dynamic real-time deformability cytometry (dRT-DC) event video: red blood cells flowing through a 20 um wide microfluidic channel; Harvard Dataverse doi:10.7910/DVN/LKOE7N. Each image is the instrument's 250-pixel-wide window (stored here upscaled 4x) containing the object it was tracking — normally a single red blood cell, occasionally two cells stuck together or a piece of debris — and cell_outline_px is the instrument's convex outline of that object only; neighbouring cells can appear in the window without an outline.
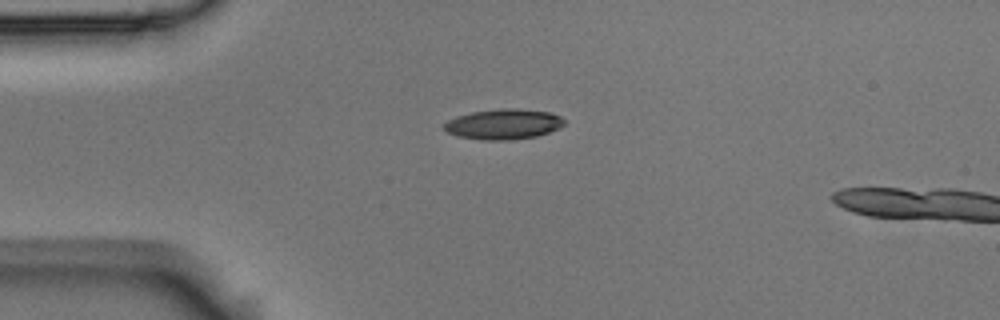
{"species": "Egyptian fruit bat (a non-hibernating species)", "species_latin": "Rousettus aegyptiacus", "temperature_condition": "room temperature", "stored_images_in_passage": 2, "camera_frame_rate_fps": 3000, "um_per_image_px": 0.085, "animal": {"sex": "male"}, "frame": {"image": 1, "passage_image": 1, "time_ms": 0.0, "image_size_px": [1000, 320], "cell_outline_px": [[564, 124], [548, 132], [536, 136], [508, 140], [484, 140], [460, 136], [448, 132], [444, 128], [444, 124], [448, 120], [456, 116], [472, 112], [500, 108], [516, 108], [552, 112], [560, 116], [564, 120]], "centroid_in_image_um": [42.8, 10.54], "position_along_channel_um": 42.2, "area_um2": 21.04}}